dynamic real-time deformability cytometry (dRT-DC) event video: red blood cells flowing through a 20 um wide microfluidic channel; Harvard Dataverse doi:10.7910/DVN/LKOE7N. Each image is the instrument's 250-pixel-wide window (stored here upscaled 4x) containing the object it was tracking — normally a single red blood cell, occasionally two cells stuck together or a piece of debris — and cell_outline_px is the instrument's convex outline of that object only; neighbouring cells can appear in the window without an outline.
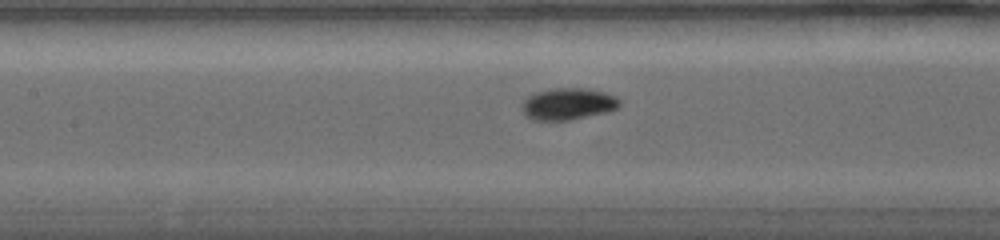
{"species": "common noctule bat (a hibernating species)", "species_latin": "Nyctalus noctula", "temperature_condition": "warm", "stored_images_in_passage": 42, "camera_frame_rate_fps": 5000, "um_per_image_px": 0.085, "animal": {"sex": "female", "body_mass_g": 19.0, "forearm_length_mm": 56.7}, "frame": {"image": 1, "passage_image": 16, "time_ms": 5.8, "image_size_px": [1000, 240], "cell_outline_px": [[620, 104], [616, 108], [608, 112], [568, 120], [532, 120], [524, 116], [520, 108], [520, 104], [528, 96], [536, 92], [556, 88], [584, 88], [604, 92], [616, 96], [620, 100]], "centroid_in_image_um": [48.24, 8.84], "position_along_channel_um": 159.2, "area_um2": 18.21}}
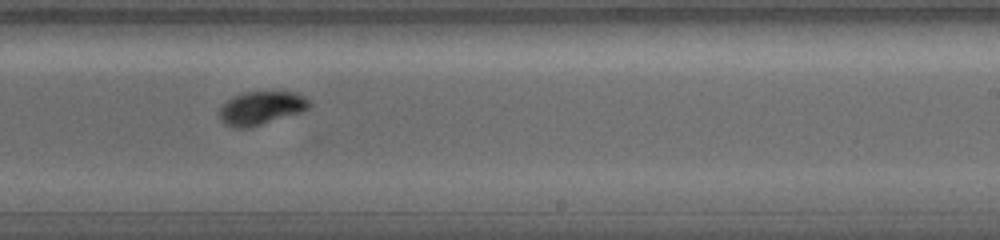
{"frame": {"image": 2, "passage_image": 23, "time_ms": 8.6, "image_size_px": [1000, 240], "cell_outline_px": [[312, 104], [308, 108], [300, 112], [248, 128], [232, 128], [224, 124], [220, 120], [220, 108], [228, 100], [244, 92], [296, 92], [304, 96]], "centroid_in_image_um": [22.19, 9.19], "position_along_channel_um": 266.8, "area_um2": 17.22}}
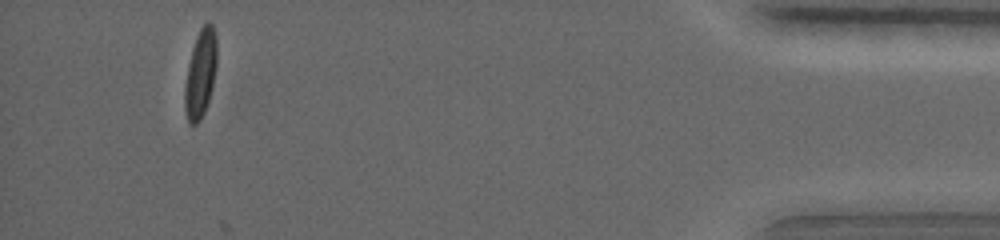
{"frame": {"image": 3, "passage_image": 39, "time_ms": 14.8, "image_size_px": [1000, 240], "cell_outline_px": [[216, 68], [208, 100], [204, 112], [200, 120], [196, 124], [188, 124], [184, 108], [184, 84], [188, 64], [192, 48], [196, 36], [200, 28], [208, 20], [212, 24], [216, 36]], "centroid_in_image_um": [17.01, 6.25], "position_along_channel_um": 418.2, "area_um2": 16.53}, "authors_computed_cell_mechanics": {"area_um2": 16.5597, "velocity_mm_per_s": 3.8554, "shape_relaxation_time_tau1_ms": 2.7032, "shape_relaxation_time_tau2_ms": 0.8015, "deformation_change_tau1": 0.1349, "deformation_change_tau2": 0.0312}}